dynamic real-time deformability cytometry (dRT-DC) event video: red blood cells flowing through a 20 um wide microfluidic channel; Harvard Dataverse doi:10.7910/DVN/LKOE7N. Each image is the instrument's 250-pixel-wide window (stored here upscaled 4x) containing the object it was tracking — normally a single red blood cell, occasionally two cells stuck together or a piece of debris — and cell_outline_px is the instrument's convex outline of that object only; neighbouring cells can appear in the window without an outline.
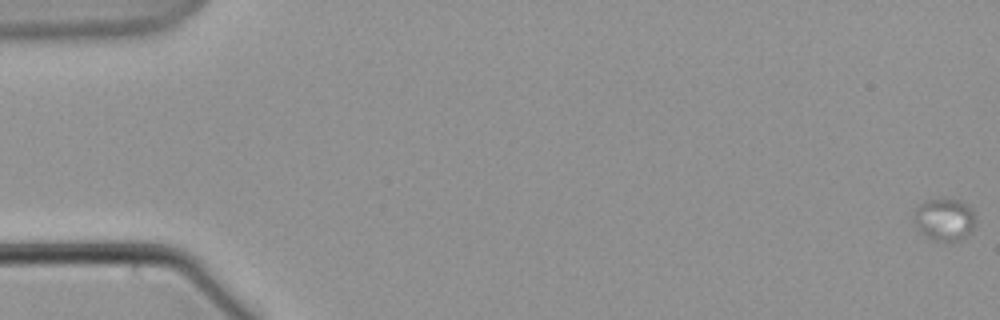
{"species": "common noctule bat (a hibernating species)", "species_latin": "Nyctalus noctula", "temperature_condition": "warm", "stored_images_in_passage": 21, "camera_frame_rate_fps": 3000, "um_per_image_px": 0.085, "animal": {"sex": "male", "body_mass_g": 21.5, "forearm_length_mm": 52.0}, "frame": {"image": 1, "passage_image": 1, "time_ms": 0.0, "image_size_px": [1000, 320], "cell_outline_px": [[976, 224], [972, 232], [960, 240], [944, 244], [932, 240], [916, 224], [916, 204], [924, 200], [940, 196], [948, 196], [964, 200], [972, 208], [976, 216]], "centroid_in_image_um": [80.37, 18.6], "position_along_channel_um": 4.6, "area_um2": 16.13}}
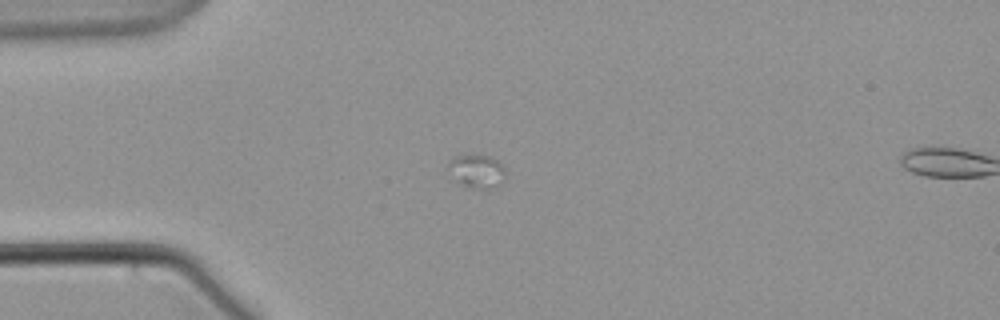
{"frame": {"image": 2, "passage_image": 19, "time_ms": 6.0, "image_size_px": [1000, 320], "cell_outline_px": [[504, 180], [496, 188], [476, 188], [460, 184], [452, 180], [448, 176], [448, 160], [456, 156], [488, 156], [496, 160], [504, 168]], "centroid_in_image_um": [40.47, 14.58], "position_along_channel_um": 44.5, "area_um2": 11.16}}